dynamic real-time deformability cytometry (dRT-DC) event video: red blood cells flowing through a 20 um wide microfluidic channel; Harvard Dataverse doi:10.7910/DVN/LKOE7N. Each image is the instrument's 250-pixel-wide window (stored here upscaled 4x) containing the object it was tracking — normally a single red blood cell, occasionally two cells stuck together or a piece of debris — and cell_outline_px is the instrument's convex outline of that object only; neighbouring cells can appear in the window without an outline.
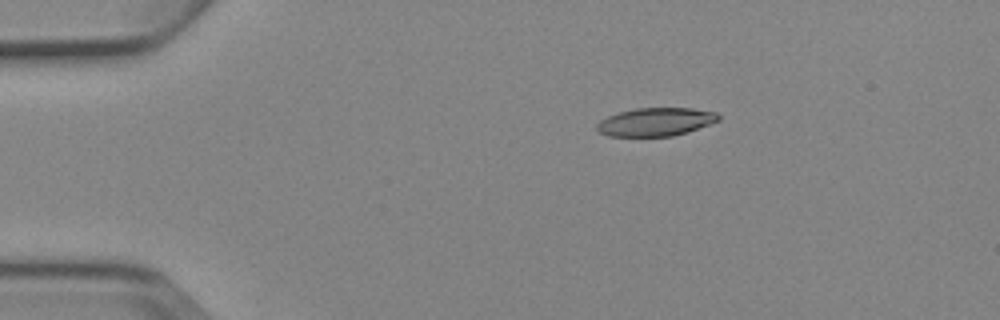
{"species": "Egyptian fruit bat (a non-hibernating species)", "species_latin": "Rousettus aegyptiacus", "temperature_condition": "cold", "stored_images_in_passage": 4, "camera_frame_rate_fps": 3000, "um_per_image_px": 0.085, "animal": {"sex": "female"}, "frame": {"image": 1, "passage_image": 1, "time_ms": 0.0, "image_size_px": [1000, 320], "cell_outline_px": [[720, 120], [688, 132], [672, 136], [608, 136], [600, 132], [596, 128], [596, 124], [600, 120], [608, 116], [620, 112], [636, 108], [692, 108], [716, 112], [720, 116]], "centroid_in_image_um": [55.74, 10.36], "position_along_channel_um": 29.3, "area_um2": 20.0}}
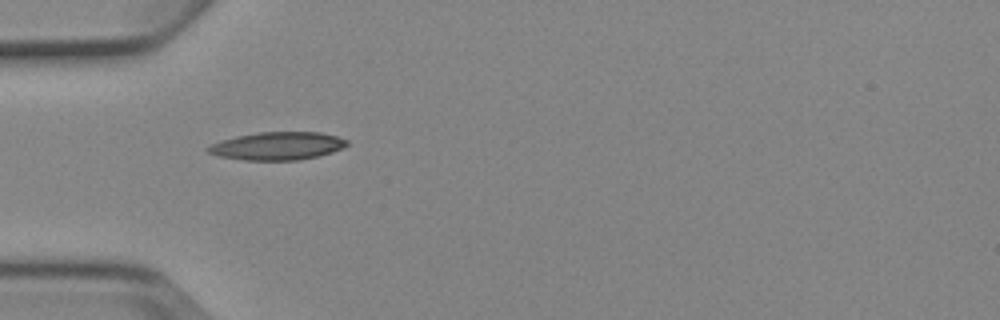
{"frame": {"image": 2, "passage_image": 3, "time_ms": 2.333, "image_size_px": [1000, 320], "cell_outline_px": [[348, 144], [332, 152], [316, 156], [296, 160], [244, 160], [220, 156], [208, 152], [204, 148], [220, 140], [236, 136], [260, 132], [320, 132], [336, 136], [348, 140]], "centroid_in_image_um": [23.55, 12.4], "position_along_channel_um": 61.5, "area_um2": 22.43}}
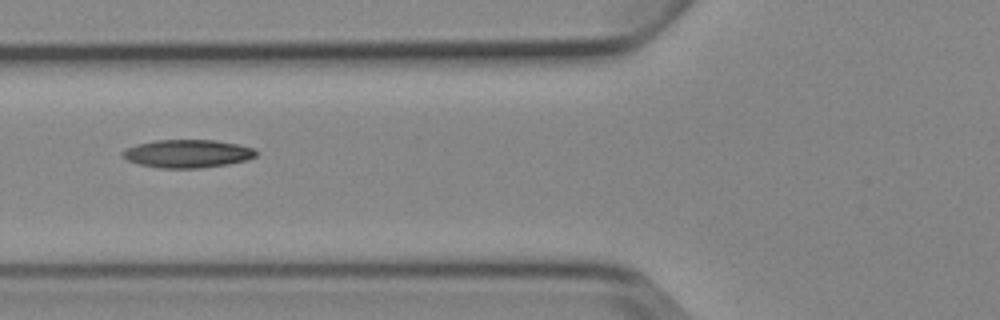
{"frame": {"image": 3, "passage_image": 4, "time_ms": 3.667, "image_size_px": [1000, 320], "cell_outline_px": [[256, 156], [244, 160], [228, 164], [200, 168], [160, 168], [140, 164], [128, 160], [120, 152], [124, 148], [136, 144], [156, 140], [216, 140], [240, 144], [252, 148], [256, 152]], "centroid_in_image_um": [15.91, 13.05], "position_along_channel_um": 109.9, "area_um2": 21.79}}